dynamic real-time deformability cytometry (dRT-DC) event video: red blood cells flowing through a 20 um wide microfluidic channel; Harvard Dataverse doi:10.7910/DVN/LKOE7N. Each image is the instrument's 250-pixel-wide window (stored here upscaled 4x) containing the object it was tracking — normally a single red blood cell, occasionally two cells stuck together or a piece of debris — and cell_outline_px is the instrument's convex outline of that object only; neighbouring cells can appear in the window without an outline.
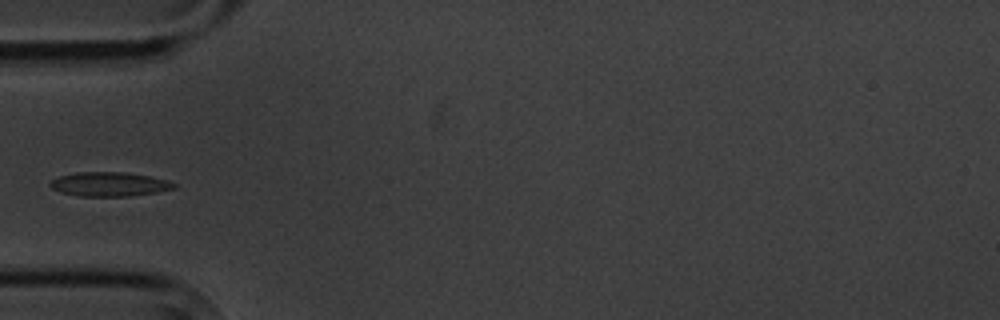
{"species": "common noctule bat (a hibernating species)", "species_latin": "Nyctalus noctula", "temperature_condition": "cold", "stored_images_in_passage": 11, "camera_frame_rate_fps": 3000, "um_per_image_px": 0.085, "animal": {"sex": "male", "body_mass_g": 20.1, "forearm_length_mm": 53.5}, "frame": {"image": 1, "passage_image": 1, "time_ms": 0.0, "image_size_px": [1000, 320], "cell_outline_px": [[176, 188], [156, 192], [128, 196], [80, 196], [60, 192], [52, 188], [48, 184], [52, 180], [60, 176], [76, 172], [124, 172], [148, 176], [168, 180], [176, 184]], "centroid_in_image_um": [9.28, 15.65], "position_along_channel_um": 75.7, "area_um2": 17.34}}
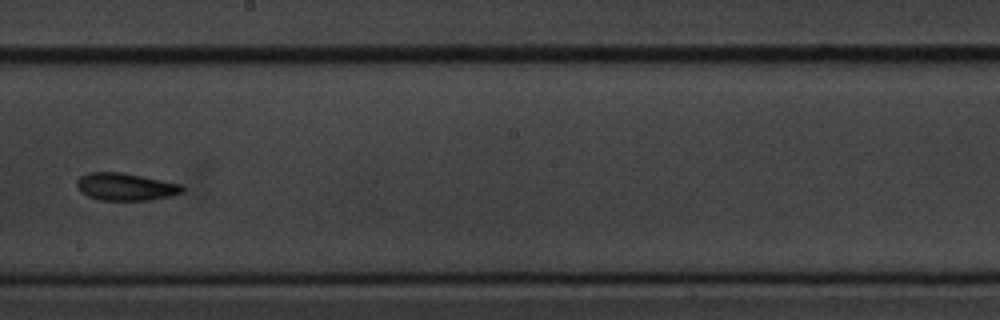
{"frame": {"image": 2, "passage_image": 5, "time_ms": 4.667, "image_size_px": [1000, 320], "cell_outline_px": [[184, 192], [152, 200], [100, 200], [88, 196], [80, 192], [76, 188], [76, 180], [80, 176], [88, 172], [120, 172], [184, 184]], "centroid_in_image_um": [10.66, 15.87], "position_along_channel_um": 237.5, "area_um2": 17.05}}
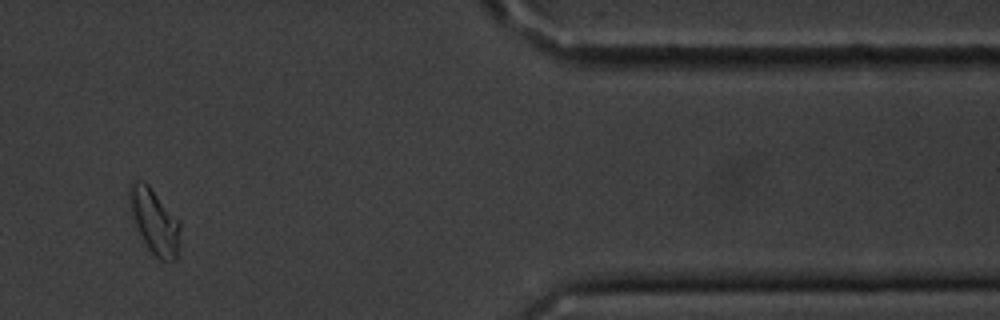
{"frame": {"image": 3, "passage_image": 10, "time_ms": 10.333, "image_size_px": [1000, 320], "cell_outline_px": [[180, 228], [176, 260], [160, 260], [148, 248], [136, 224], [128, 196], [128, 192], [132, 180], [144, 180], [148, 184], [180, 220]], "centroid_in_image_um": [13.15, 18.76], "position_along_channel_um": 398.3, "area_um2": 18.79}}